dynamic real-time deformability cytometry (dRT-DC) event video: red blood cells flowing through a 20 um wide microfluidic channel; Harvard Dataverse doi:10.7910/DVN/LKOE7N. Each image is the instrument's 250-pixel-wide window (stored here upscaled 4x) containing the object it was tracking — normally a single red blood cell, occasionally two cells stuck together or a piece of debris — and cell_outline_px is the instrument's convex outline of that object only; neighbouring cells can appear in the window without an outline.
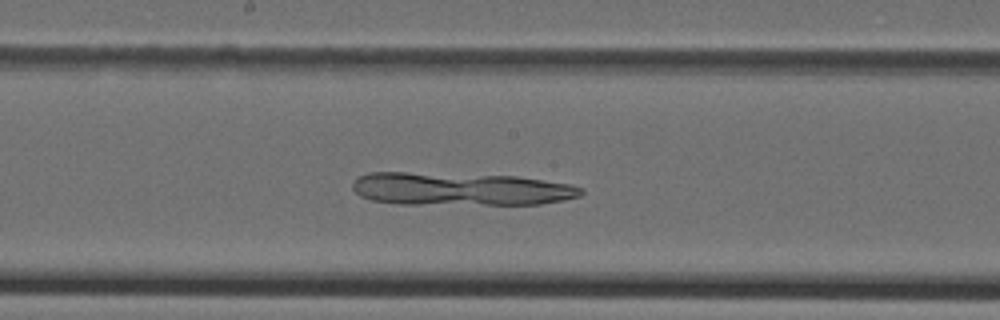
{"species": "Egyptian fruit bat (a non-hibernating species)", "species_latin": "Rousettus aegyptiacus", "temperature_condition": "cold", "stored_images_in_passage": 44, "camera_frame_rate_fps": 3000, "um_per_image_px": 0.085, "animal": {"sex": "female"}, "frame": {"image": 1, "passage_image": 22, "time_ms": 7.0, "image_size_px": [1000, 320], "cell_outline_px": [[584, 192], [580, 196], [564, 200], [540, 204], [400, 204], [372, 200], [360, 196], [352, 188], [352, 184], [360, 176], [368, 172], [404, 172], [516, 176], [568, 184], [584, 188]], "centroid_in_image_um": [39.13, 16.06], "position_along_channel_um": 209.1, "area_um2": 43.87}}
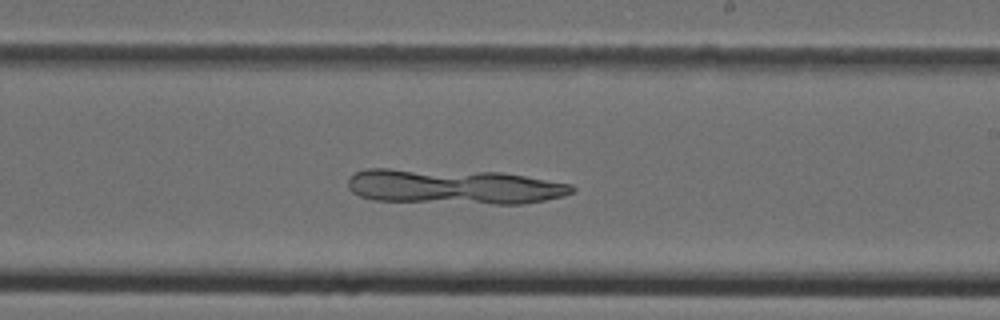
{"frame": {"image": 2, "passage_image": 25, "time_ms": 8.0, "image_size_px": [1000, 320], "cell_outline_px": [[576, 188], [572, 192], [564, 196], [524, 204], [492, 204], [372, 200], [360, 196], [352, 192], [348, 188], [348, 176], [356, 172], [368, 168], [388, 168], [500, 172], [572, 184]], "centroid_in_image_um": [38.55, 15.86], "position_along_channel_um": 250.5, "area_um2": 46.07}}
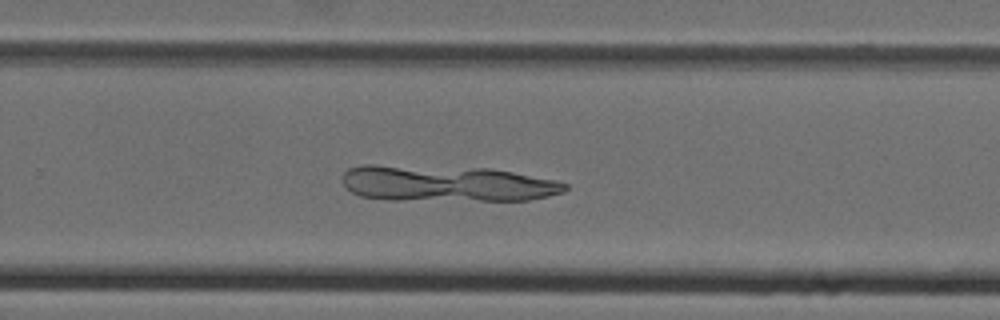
{"frame": {"image": 3, "passage_image": 28, "time_ms": 9.0, "image_size_px": [1000, 320], "cell_outline_px": [[568, 188], [564, 192], [548, 196], [528, 200], [388, 200], [360, 196], [352, 192], [344, 184], [344, 172], [348, 168], [364, 164], [372, 164], [488, 168], [512, 172], [556, 180], [568, 184]], "centroid_in_image_um": [37.95, 15.6], "position_along_channel_um": 291.8, "area_um2": 47.05}}